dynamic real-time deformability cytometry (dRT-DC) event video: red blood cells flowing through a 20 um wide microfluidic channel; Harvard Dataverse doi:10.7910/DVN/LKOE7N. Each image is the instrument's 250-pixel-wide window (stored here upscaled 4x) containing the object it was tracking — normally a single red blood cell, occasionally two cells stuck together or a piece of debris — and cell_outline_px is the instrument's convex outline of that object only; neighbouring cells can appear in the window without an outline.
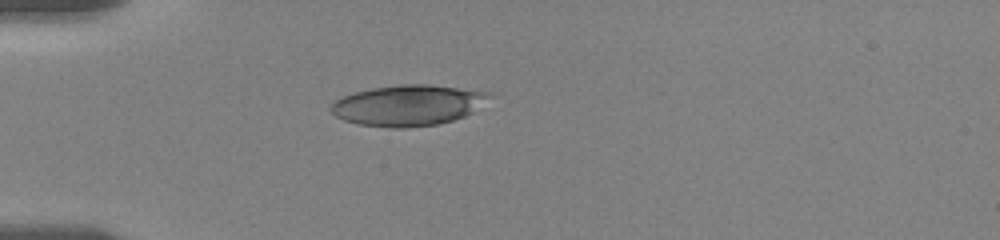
{"species": "human", "species_latin": "Homo sapiens", "temperature_condition": "room temperature", "stored_images_in_passage": 59, "camera_frame_rate_fps": 3000, "um_per_image_px": 0.085, "donor": {"sex": "female"}, "frame": {"image": 1, "passage_image": 1, "time_ms": 0.0, "image_size_px": [1000, 240], "cell_outline_px": [[492, 96], [472, 112], [464, 116], [452, 120], [436, 124], [408, 128], [392, 128], [360, 124], [344, 120], [336, 116], [332, 112], [332, 104], [336, 100], [352, 92], [372, 88], [400, 84], [428, 84], [492, 92]], "centroid_in_image_um": [34.7, 8.94], "position_along_channel_um": 50.3, "area_um2": 37.45}}
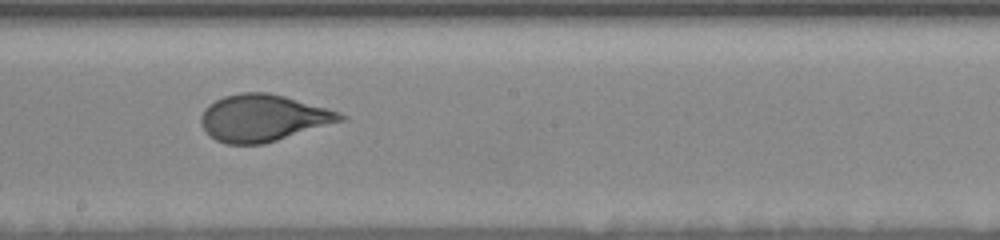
{"frame": {"image": 2, "passage_image": 28, "time_ms": 5.333, "image_size_px": [1000, 240], "cell_outline_px": [[348, 116], [344, 120], [264, 144], [228, 144], [216, 140], [200, 124], [200, 116], [204, 108], [208, 104], [224, 96], [240, 92], [268, 92], [284, 96], [340, 112]], "centroid_in_image_um": [22.34, 10.02], "position_along_channel_um": 225.9, "area_um2": 37.86}}
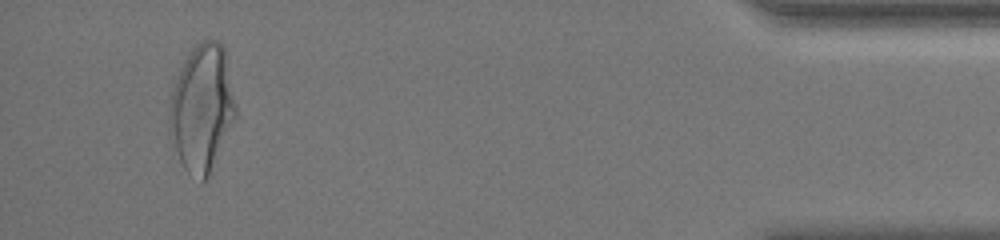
{"frame": {"image": 3, "passage_image": 55, "time_ms": 12.333, "image_size_px": [1000, 240], "cell_outline_px": [[236, 116], [208, 176], [204, 180], [200, 180], [188, 172], [184, 168], [180, 160], [168, 132], [168, 100], [180, 68], [188, 52], [196, 44], [204, 40], [220, 40], [224, 48], [236, 104]], "centroid_in_image_um": [17.13, 9.15], "position_along_channel_um": 418.1, "area_um2": 49.01}, "authors_computed_cell_mechanics": {"area_um2": 38.437, "velocity_mm_per_s": 3.6065, "shape_relaxation_time_tau1_ms": 4.4525, "shape_relaxation_time_tau2_ms": null, "deformation_change_tau1": 0.1813, "deformation_change_tau2": null}}